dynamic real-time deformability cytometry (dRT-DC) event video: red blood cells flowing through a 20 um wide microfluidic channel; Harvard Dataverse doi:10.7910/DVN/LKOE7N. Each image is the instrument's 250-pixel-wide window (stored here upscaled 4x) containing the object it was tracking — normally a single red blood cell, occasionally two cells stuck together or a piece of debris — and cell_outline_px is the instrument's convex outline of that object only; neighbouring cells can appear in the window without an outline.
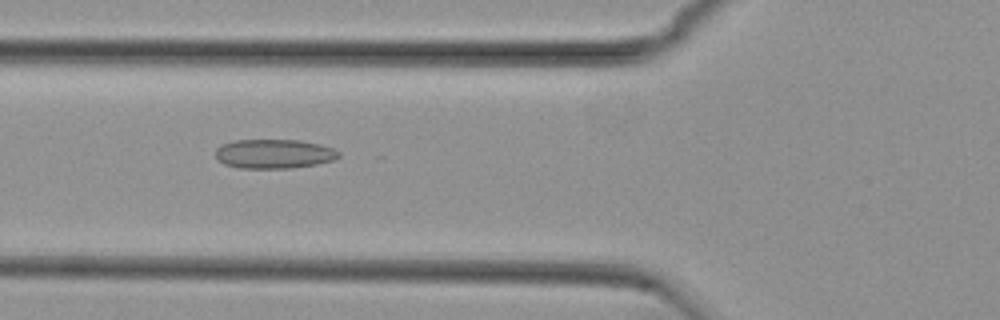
{"species": "common noctule bat (a hibernating species)", "species_latin": "Nyctalus noctula", "temperature_condition": "cold", "stored_images_in_passage": 48, "camera_frame_rate_fps": 3000, "um_per_image_px": 0.085, "animal": {"sex": "female", "body_mass_g": 29.2, "forearm_length_mm": 56.3}, "frame": {"image": 1, "passage_image": 14, "time_ms": 4.333, "image_size_px": [1000, 320], "cell_outline_px": [[340, 156], [332, 160], [316, 164], [292, 168], [240, 168], [224, 164], [216, 160], [216, 148], [220, 144], [236, 140], [300, 140], [320, 144], [332, 148], [340, 152]], "centroid_in_image_um": [23.26, 13.07], "position_along_channel_um": 102.5, "area_um2": 21.1}}
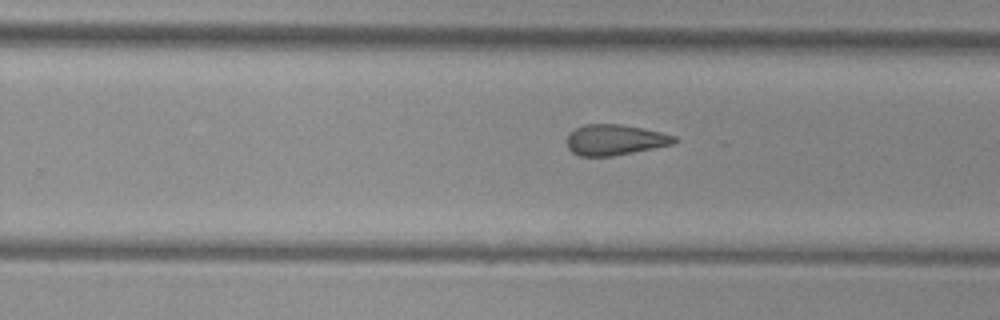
{"frame": {"image": 2, "passage_image": 28, "time_ms": 9.0, "image_size_px": [1000, 320], "cell_outline_px": [[680, 140], [672, 144], [612, 156], [580, 156], [572, 152], [568, 148], [568, 132], [584, 124], [620, 124], [660, 132], [676, 136]], "centroid_in_image_um": [52.25, 11.88], "position_along_channel_um": 277.5, "area_um2": 19.02}}
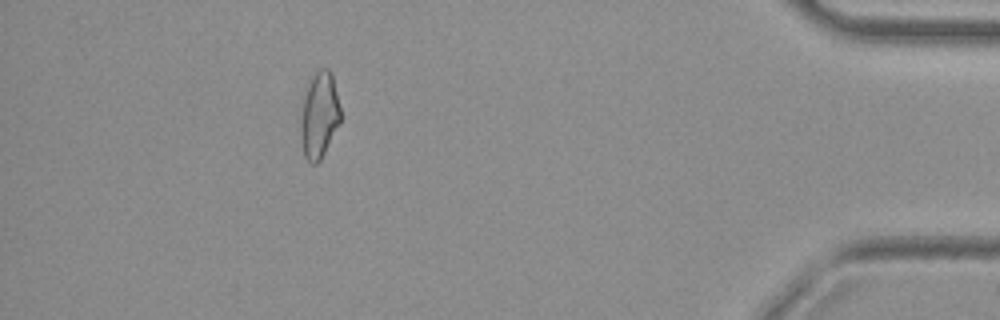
{"frame": {"image": 3, "passage_image": 43, "time_ms": 14.0, "image_size_px": [1000, 320], "cell_outline_px": [[340, 120], [320, 160], [316, 164], [312, 164], [304, 156], [300, 140], [300, 120], [304, 96], [308, 84], [312, 76], [320, 68], [328, 68], [332, 72], [340, 108]], "centroid_in_image_um": [27.11, 9.77], "position_along_channel_um": 408.1, "area_um2": 19.83}, "authors_computed_cell_mechanics": {"area_um2": 20.1433, "velocity_mm_per_s": 3.7537, "shape_relaxation_time_tau1_ms": null, "shape_relaxation_time_tau2_ms": 3.042, "deformation_change_tau1": null, "deformation_change_tau2": 0.094}}